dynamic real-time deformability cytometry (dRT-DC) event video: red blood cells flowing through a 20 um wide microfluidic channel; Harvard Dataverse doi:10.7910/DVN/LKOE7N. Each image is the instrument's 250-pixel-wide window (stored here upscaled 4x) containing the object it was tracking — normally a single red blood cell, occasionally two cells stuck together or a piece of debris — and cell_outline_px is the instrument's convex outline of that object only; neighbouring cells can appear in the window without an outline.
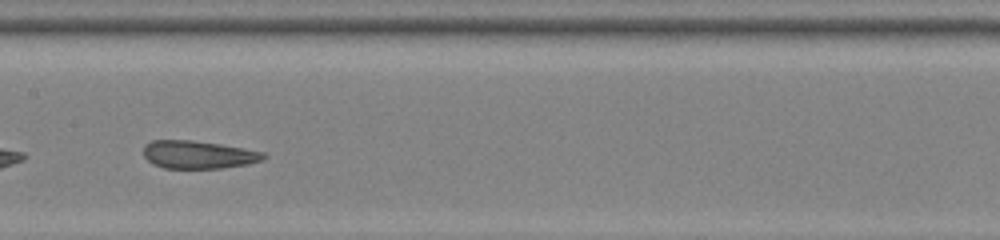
{"species": "common noctule bat (a hibernating species)", "species_latin": "Nyctalus noctula", "temperature_condition": "room temperature", "stored_images_in_passage": 32, "camera_frame_rate_fps": 3000, "um_per_image_px": 0.085, "animal": {"sex": "female", "body_mass_g": 22.0, "forearm_length_mm": 56.7}, "frame": {"image": 1, "passage_image": 10, "time_ms": 3.0, "image_size_px": [1000, 240], "cell_outline_px": [[268, 156], [264, 160], [248, 164], [224, 168], [164, 168], [152, 164], [144, 156], [144, 144], [152, 140], [192, 140], [220, 144], [264, 152]], "centroid_in_image_um": [16.87, 13.15], "position_along_channel_um": 190.5, "area_um2": 19.65}}
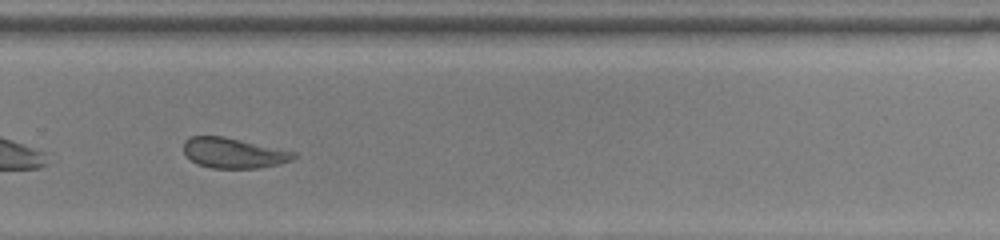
{"frame": {"image": 2, "passage_image": 19, "time_ms": 6.0, "image_size_px": [1000, 240], "cell_outline_px": [[296, 156], [292, 160], [280, 164], [260, 168], [212, 168], [196, 164], [184, 152], [184, 140], [192, 136], [224, 136], [296, 152]], "centroid_in_image_um": [19.86, 13.01], "position_along_channel_um": 309.9, "area_um2": 19.42}, "authors_computed_cell_mechanics": {"area_um2": 19.8254, "velocity_mm_per_s": 3.9919, "shape_relaxation_time_tau1_ms": null, "shape_relaxation_time_tau2_ms": 1.2691, "deformation_change_tau1": null, "deformation_change_tau2": 0.0871}}